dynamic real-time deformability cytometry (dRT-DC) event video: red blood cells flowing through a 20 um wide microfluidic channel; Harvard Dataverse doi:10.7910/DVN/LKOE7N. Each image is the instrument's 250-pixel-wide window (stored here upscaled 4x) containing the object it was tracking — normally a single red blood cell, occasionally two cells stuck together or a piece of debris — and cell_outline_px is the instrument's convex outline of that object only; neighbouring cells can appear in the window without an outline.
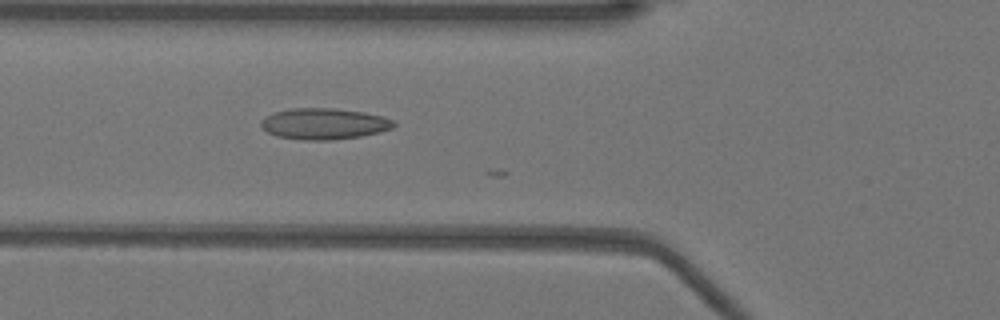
{"species": "Egyptian fruit bat (a non-hibernating species)", "species_latin": "Rousettus aegyptiacus", "temperature_condition": "warm", "stored_images_in_passage": 20, "camera_frame_rate_fps": 3000, "um_per_image_px": 0.085, "animal": {"sex": "female"}, "frame": {"image": 1, "passage_image": 19, "time_ms": 6.0, "image_size_px": [1000, 320], "cell_outline_px": [[396, 124], [392, 128], [380, 132], [360, 136], [332, 140], [300, 140], [276, 136], [268, 132], [260, 124], [260, 120], [264, 116], [272, 112], [292, 108], [336, 108], [364, 112], [380, 116], [392, 120]], "centroid_in_image_um": [27.5, 10.52], "position_along_channel_um": 98.3, "area_um2": 24.22}}